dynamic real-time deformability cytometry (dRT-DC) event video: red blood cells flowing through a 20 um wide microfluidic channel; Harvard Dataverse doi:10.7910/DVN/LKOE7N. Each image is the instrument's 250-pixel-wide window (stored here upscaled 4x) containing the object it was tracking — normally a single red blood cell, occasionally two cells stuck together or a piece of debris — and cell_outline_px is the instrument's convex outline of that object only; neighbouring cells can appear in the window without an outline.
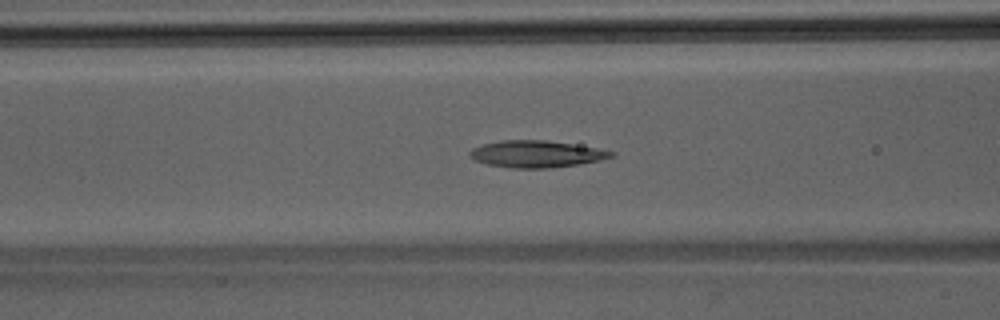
{"species": "Egyptian fruit bat (a non-hibernating species)", "species_latin": "Rousettus aegyptiacus", "temperature_condition": "room temperature", "stored_images_in_passage": 47, "camera_frame_rate_fps": 3000, "um_per_image_px": 0.085, "animal": {"sex": "male"}, "frame": {"image": 1, "passage_image": 19, "time_ms": 6.0, "image_size_px": [1000, 320], "cell_outline_px": [[616, 156], [600, 160], [580, 164], [548, 168], [512, 168], [488, 164], [476, 160], [468, 156], [468, 152], [472, 148], [484, 144], [500, 140], [548, 140], [596, 148], [616, 152]], "centroid_in_image_um": [45.6, 13.09], "position_along_channel_um": 121.0, "area_um2": 22.14}}
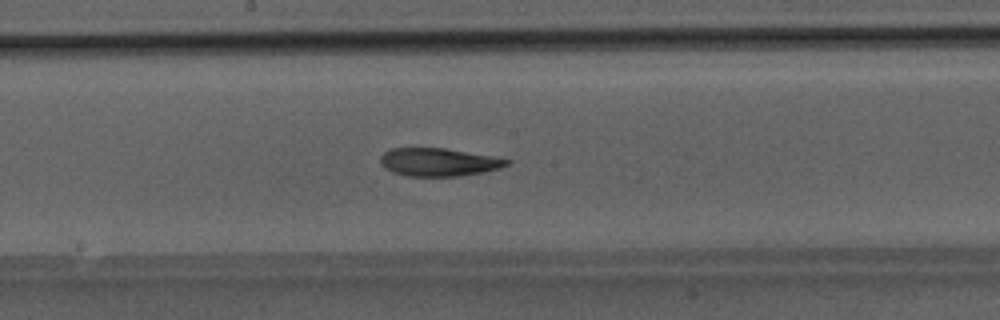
{"frame": {"image": 2, "passage_image": 25, "time_ms": 8.0, "image_size_px": [1000, 320], "cell_outline_px": [[512, 160], [508, 164], [500, 168], [484, 172], [456, 176], [408, 176], [392, 172], [384, 168], [380, 164], [380, 156], [388, 148], [444, 148], [492, 156]], "centroid_in_image_um": [37.24, 13.78], "position_along_channel_um": 211.0, "area_um2": 20.69}}
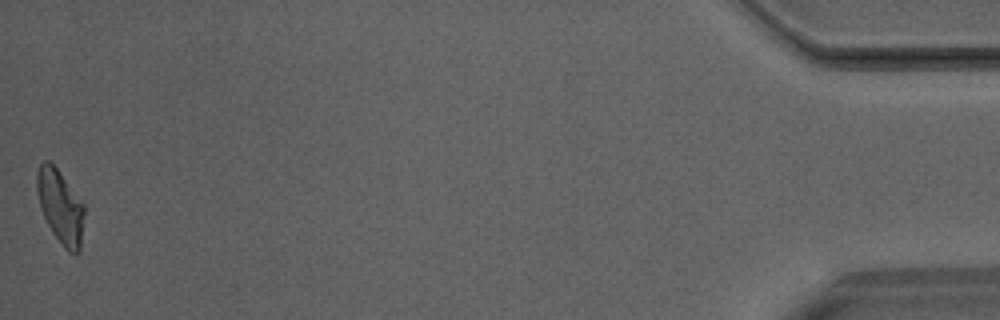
{"frame": {"image": 3, "passage_image": 46, "time_ms": 15.0, "image_size_px": [1000, 320], "cell_outline_px": [[84, 212], [80, 252], [76, 256], [68, 252], [64, 248], [52, 232], [40, 208], [36, 192], [36, 172], [40, 164], [44, 160], [48, 160], [56, 168], [84, 204]], "centroid_in_image_um": [5.12, 17.59], "position_along_channel_um": 430.1, "area_um2": 20.35}}